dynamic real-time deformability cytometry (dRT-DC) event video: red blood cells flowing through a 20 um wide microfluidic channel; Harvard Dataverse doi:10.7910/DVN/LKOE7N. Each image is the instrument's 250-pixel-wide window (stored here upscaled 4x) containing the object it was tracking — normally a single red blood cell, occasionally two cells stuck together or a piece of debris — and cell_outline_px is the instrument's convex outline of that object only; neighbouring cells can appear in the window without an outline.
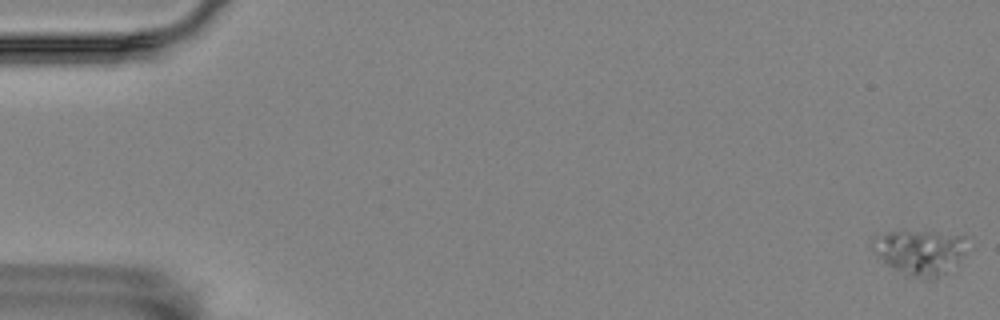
{"species": "Egyptian fruit bat (a non-hibernating species)", "species_latin": "Rousettus aegyptiacus", "temperature_condition": "room temperature", "stored_images_in_passage": 60, "camera_frame_rate_fps": 3000, "um_per_image_px": 0.085, "animal": {"sex": "female"}, "frame": {"image": 1, "passage_image": 2, "time_ms": 0.333, "image_size_px": [1000, 320], "cell_outline_px": [[964, 252], [956, 264], [948, 272], [928, 280], [924, 280], [904, 272], [888, 264], [876, 256], [872, 248], [872, 236], [888, 232], [936, 232], [964, 236]], "centroid_in_image_um": [78.16, 21.42], "position_along_channel_um": 6.8, "area_um2": 24.22}}
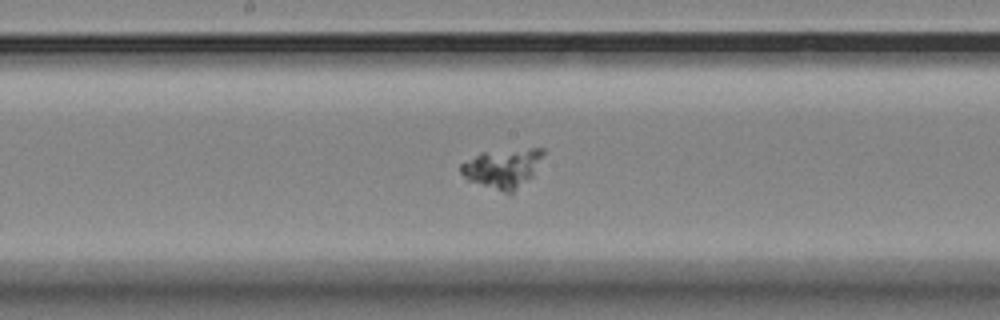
{"frame": {"image": 2, "passage_image": 32, "time_ms": 10.333, "image_size_px": [1000, 320], "cell_outline_px": [[544, 152], [532, 176], [512, 196], [468, 180], [460, 172], [460, 164], [480, 152], [528, 148], [544, 148]], "centroid_in_image_um": [42.72, 14.32], "position_along_channel_um": 205.5, "area_um2": 19.07}}
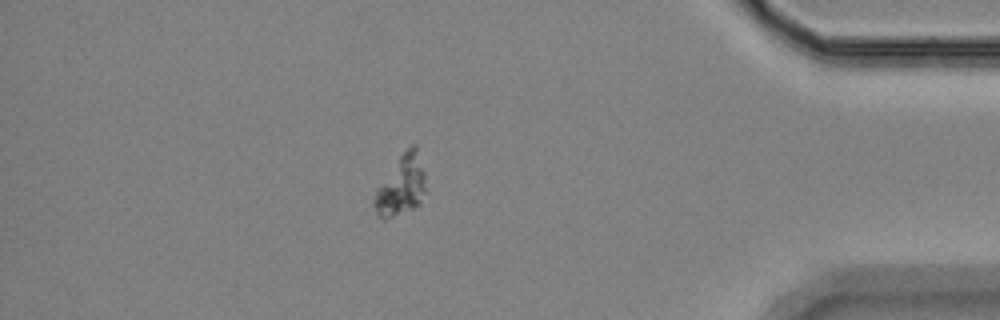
{"frame": {"image": 3, "passage_image": 52, "time_ms": 17.0, "image_size_px": [1000, 320], "cell_outline_px": [[424, 192], [420, 204], [412, 208], [384, 220], [376, 216], [372, 204], [372, 200], [376, 188], [400, 156], [412, 144], [416, 144], [424, 172]], "centroid_in_image_um": [34.05, 15.81], "position_along_channel_um": 401.2, "area_um2": 17.86}}